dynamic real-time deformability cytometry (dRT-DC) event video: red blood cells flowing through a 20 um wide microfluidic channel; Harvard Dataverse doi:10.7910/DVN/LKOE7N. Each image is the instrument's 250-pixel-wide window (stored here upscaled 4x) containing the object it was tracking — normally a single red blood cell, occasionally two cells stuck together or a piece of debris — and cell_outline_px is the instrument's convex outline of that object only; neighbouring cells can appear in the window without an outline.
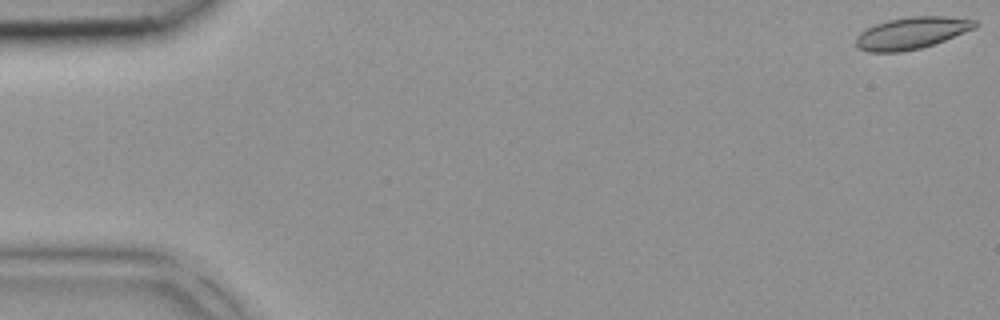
{"species": "common noctule bat (a hibernating species)", "species_latin": "Nyctalus noctula", "temperature_condition": "room temperature", "stored_images_in_passage": 43, "camera_frame_rate_fps": 3000, "um_per_image_px": 0.085, "animal": {"sex": "female", "body_mass_g": 18.4}, "frame": {"image": 1, "passage_image": 1, "time_ms": 0.0, "image_size_px": [1000, 320], "cell_outline_px": [[980, 24], [976, 28], [944, 40], [920, 48], [900, 52], [868, 52], [860, 48], [856, 44], [856, 36], [860, 32], [876, 24], [888, 20], [912, 16], [944, 16], [976, 20]], "centroid_in_image_um": [77.51, 2.8], "position_along_channel_um": 7.5, "area_um2": 21.96}}
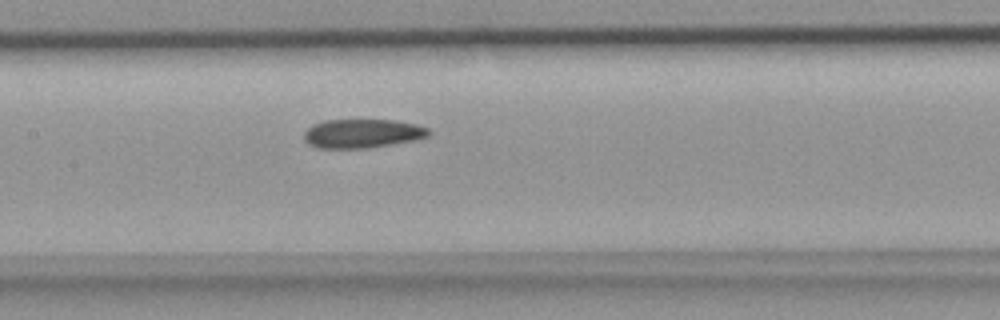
{"frame": {"image": 2, "passage_image": 21, "time_ms": 6.667, "image_size_px": [1000, 320], "cell_outline_px": [[432, 132], [428, 136], [416, 140], [368, 148], [316, 148], [308, 144], [304, 140], [304, 132], [312, 124], [324, 120], [392, 120], [416, 124], [428, 128]], "centroid_in_image_um": [30.79, 11.35], "position_along_channel_um": 176.6, "area_um2": 21.15}}
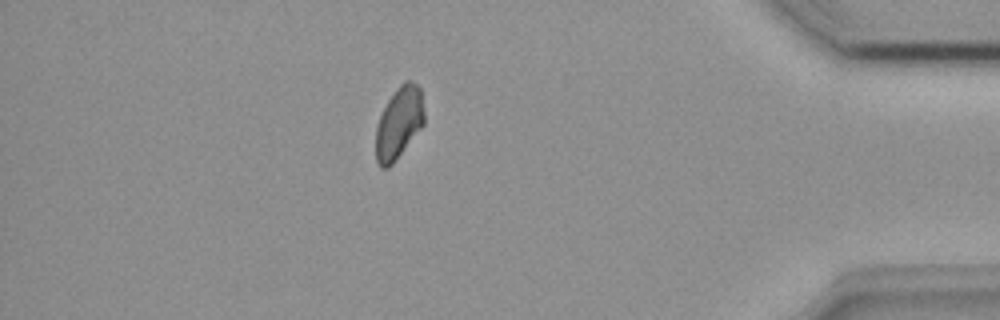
{"frame": {"image": 3, "passage_image": 38, "time_ms": 12.333, "image_size_px": [1000, 320], "cell_outline_px": [[424, 124], [392, 164], [388, 168], [380, 168], [376, 160], [376, 128], [380, 116], [388, 100], [396, 88], [404, 80], [408, 80], [416, 84], [420, 88], [424, 112]], "centroid_in_image_um": [33.9, 10.44], "position_along_channel_um": 401.3, "area_um2": 20.06}}